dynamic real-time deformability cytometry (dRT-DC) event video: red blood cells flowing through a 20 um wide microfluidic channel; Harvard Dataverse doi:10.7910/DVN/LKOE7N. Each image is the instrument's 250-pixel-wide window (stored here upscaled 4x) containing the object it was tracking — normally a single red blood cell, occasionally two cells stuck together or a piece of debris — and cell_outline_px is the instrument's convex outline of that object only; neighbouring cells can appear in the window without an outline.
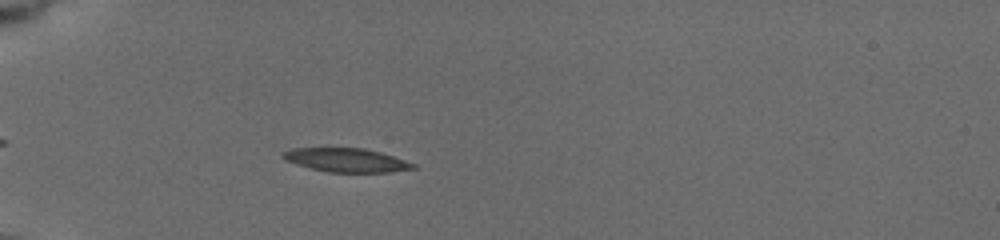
{"species": "common noctule bat (a hibernating species)", "species_latin": "Nyctalus noctula", "temperature_condition": "cold", "stored_images_in_passage": 17, "camera_frame_rate_fps": 3000, "um_per_image_px": 0.085, "animal": {"sex": "female", "body_mass_g": 19.5, "forearm_length_mm": 54.1}, "frame": {"image": 1, "passage_image": 3, "time_ms": 1.333, "image_size_px": [1000, 240], "cell_outline_px": [[416, 168], [388, 172], [328, 172], [296, 164], [284, 160], [280, 156], [280, 152], [292, 148], [364, 148], [380, 152], [416, 164]], "centroid_in_image_um": [29.38, 13.6], "position_along_channel_um": 55.6, "area_um2": 17.98}}
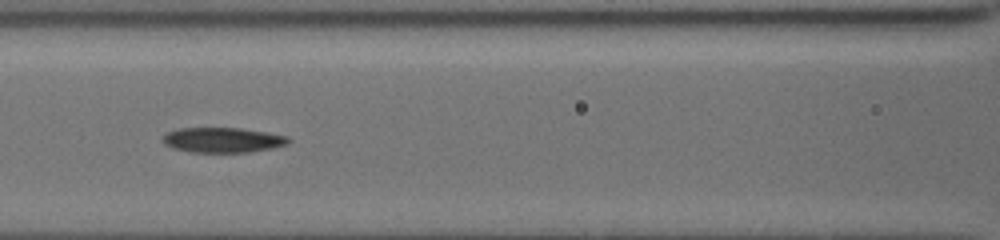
{"frame": {"image": 2, "passage_image": 11, "time_ms": 4.333, "image_size_px": [1000, 240], "cell_outline_px": [[292, 140], [288, 144], [272, 148], [248, 152], [188, 152], [172, 148], [164, 144], [160, 140], [168, 132], [180, 128], [240, 128], [268, 132], [288, 136]], "centroid_in_image_um": [18.94, 11.9], "position_along_channel_um": 147.7, "area_um2": 18.5}}
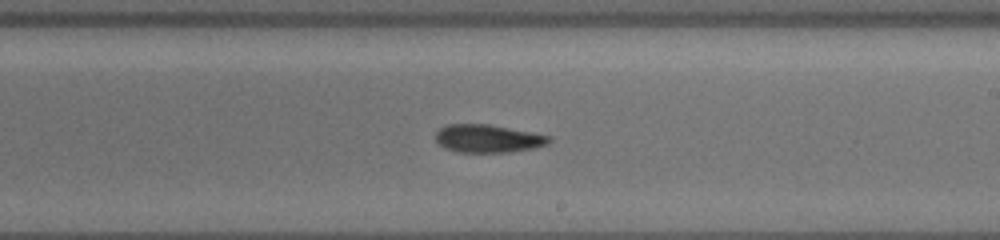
{"frame": {"image": 3, "passage_image": 17, "time_ms": 7.0, "image_size_px": [1000, 240], "cell_outline_px": [[552, 140], [548, 144], [532, 148], [512, 152], [456, 152], [444, 148], [436, 140], [436, 132], [440, 128], [448, 124], [488, 124], [532, 132], [552, 136]], "centroid_in_image_um": [41.49, 11.78], "position_along_channel_um": 247.5, "area_um2": 18.55}}